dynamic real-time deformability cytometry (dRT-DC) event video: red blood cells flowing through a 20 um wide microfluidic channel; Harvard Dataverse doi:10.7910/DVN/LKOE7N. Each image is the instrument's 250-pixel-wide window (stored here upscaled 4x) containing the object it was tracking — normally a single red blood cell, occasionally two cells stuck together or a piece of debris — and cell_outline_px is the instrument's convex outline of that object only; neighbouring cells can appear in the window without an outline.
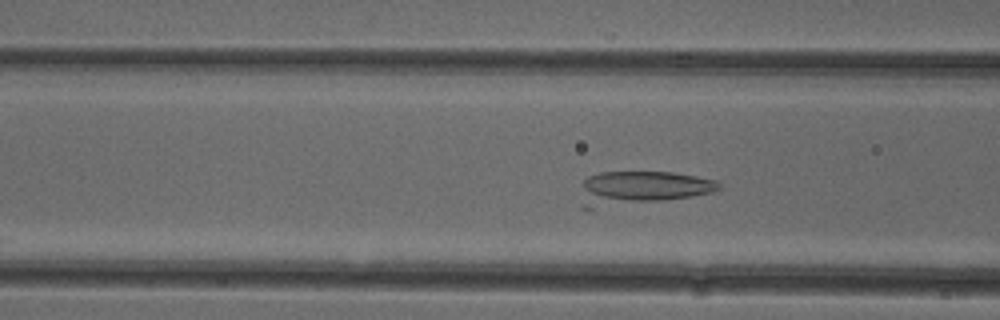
{"species": "common noctule bat (a hibernating species)", "species_latin": "Nyctalus noctula", "temperature_condition": "cold", "stored_images_in_passage": 53, "camera_frame_rate_fps": 3000, "um_per_image_px": 0.085, "animal": {"sex": "female"}, "frame": {"image": 1, "passage_image": 20, "time_ms": 6.333, "image_size_px": [1000, 320], "cell_outline_px": [[720, 188], [712, 192], [692, 196], [588, 212], [580, 208], [584, 180], [588, 176], [600, 172], [672, 172], [696, 176], [716, 180], [720, 184]], "centroid_in_image_um": [54.42, 16.03], "position_along_channel_um": 112.2, "area_um2": 27.98}}
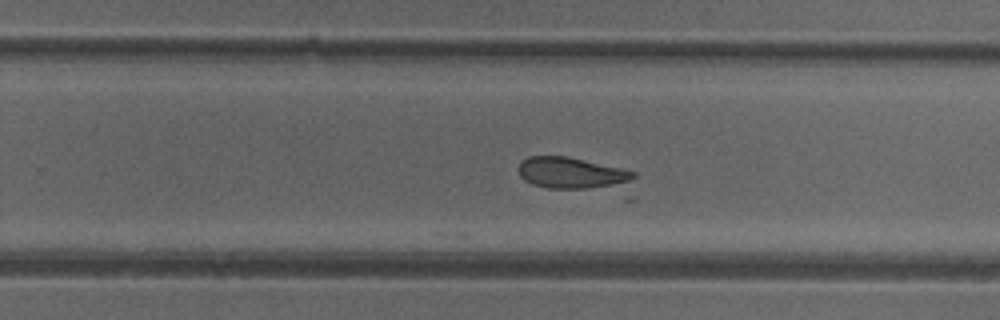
{"frame": {"image": 2, "passage_image": 33, "time_ms": 10.667, "image_size_px": [1000, 320], "cell_outline_px": [[636, 176], [628, 180], [612, 184], [588, 188], [548, 188], [532, 184], [524, 180], [520, 176], [516, 168], [520, 160], [528, 156], [568, 156], [620, 168], [636, 172]], "centroid_in_image_um": [48.42, 14.67], "position_along_channel_um": 281.4, "area_um2": 20.58}}
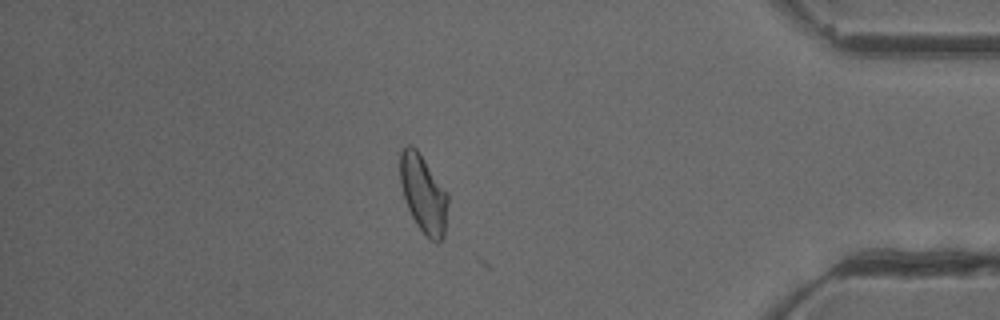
{"frame": {"image": 3, "passage_image": 45, "time_ms": 14.667, "image_size_px": [1000, 320], "cell_outline_px": [[448, 200], [444, 236], [436, 244], [416, 224], [404, 200], [400, 184], [396, 152], [408, 144], [412, 144], [416, 148], [448, 192]], "centroid_in_image_um": [35.93, 16.38], "position_along_channel_um": 399.3, "area_um2": 22.25}}